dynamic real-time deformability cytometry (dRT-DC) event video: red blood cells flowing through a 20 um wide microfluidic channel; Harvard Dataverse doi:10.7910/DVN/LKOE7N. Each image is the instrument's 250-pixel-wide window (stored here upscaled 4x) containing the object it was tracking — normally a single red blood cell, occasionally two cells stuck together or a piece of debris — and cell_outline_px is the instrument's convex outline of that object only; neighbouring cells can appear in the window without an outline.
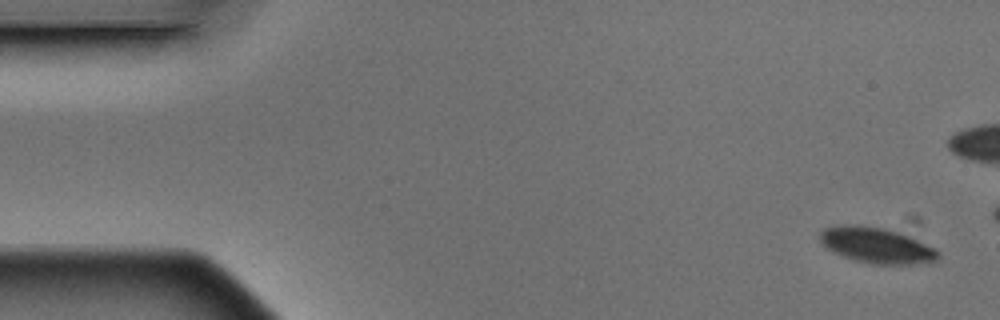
{"species": "Egyptian fruit bat (a non-hibernating species)", "species_latin": "Rousettus aegyptiacus", "temperature_condition": "warm", "stored_images_in_passage": 3, "camera_frame_rate_fps": 3000, "um_per_image_px": 0.085, "animal": {"sex": "male"}, "frame": {"image": 1, "passage_image": 1, "time_ms": 0.0, "image_size_px": [1000, 320], "cell_outline_px": [[940, 256], [936, 260], [908, 264], [872, 264], [856, 260], [844, 256], [828, 248], [820, 240], [820, 232], [824, 228], [840, 224], [856, 224], [884, 228], [896, 232], [916, 240], [932, 248]], "centroid_in_image_um": [74.43, 20.83], "position_along_channel_um": 10.6, "area_um2": 23.81}}